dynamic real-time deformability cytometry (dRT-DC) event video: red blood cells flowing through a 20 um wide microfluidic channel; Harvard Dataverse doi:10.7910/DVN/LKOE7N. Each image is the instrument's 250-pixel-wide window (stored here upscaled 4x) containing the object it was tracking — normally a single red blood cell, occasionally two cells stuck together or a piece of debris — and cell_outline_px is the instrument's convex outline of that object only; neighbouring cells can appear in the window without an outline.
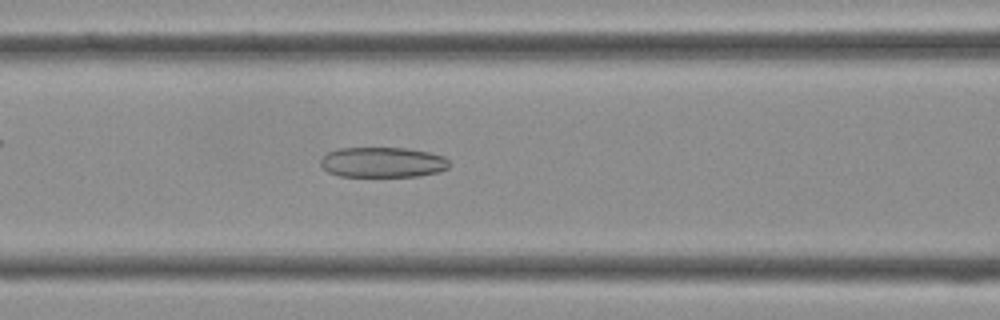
{"species": "Egyptian fruit bat (a non-hibernating species)", "species_latin": "Rousettus aegyptiacus", "temperature_condition": "cold", "stored_images_in_passage": 40, "camera_frame_rate_fps": 3000, "um_per_image_px": 0.085, "frame": {"image": 1, "passage_image": 16, "time_ms": 5.0, "image_size_px": [1000, 320], "cell_outline_px": [[448, 168], [440, 172], [420, 176], [340, 176], [328, 172], [320, 164], [320, 156], [336, 148], [408, 148], [428, 152], [444, 156], [448, 160]], "centroid_in_image_um": [32.5, 13.79], "position_along_channel_um": 134.1, "area_um2": 22.89}}
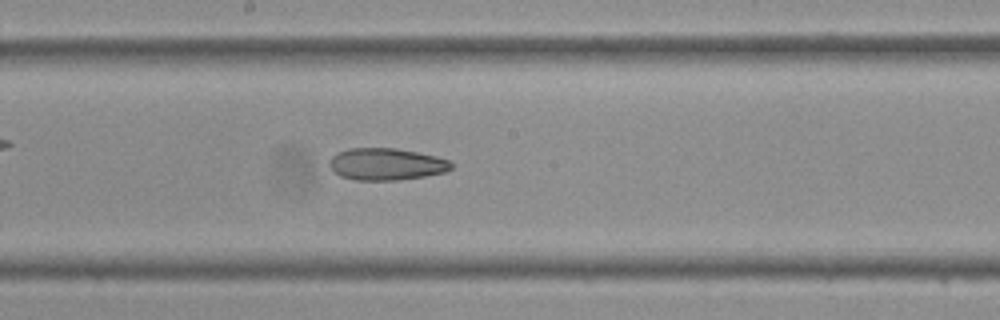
{"frame": {"image": 2, "passage_image": 21, "time_ms": 6.667, "image_size_px": [1000, 320], "cell_outline_px": [[452, 168], [444, 172], [424, 176], [396, 180], [356, 180], [340, 176], [332, 172], [328, 164], [328, 160], [336, 152], [348, 148], [396, 148], [436, 156], [448, 160], [452, 164]], "centroid_in_image_um": [32.76, 13.95], "position_along_channel_um": 215.4, "area_um2": 22.83}}
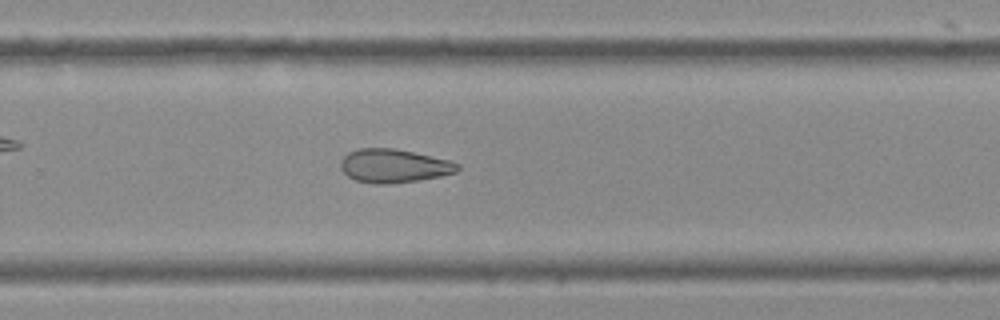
{"frame": {"image": 3, "passage_image": 26, "time_ms": 8.333, "image_size_px": [1000, 320], "cell_outline_px": [[460, 168], [456, 172], [440, 176], [420, 180], [388, 184], [376, 184], [356, 180], [348, 176], [340, 168], [340, 160], [348, 152], [356, 148], [396, 148], [432, 156], [448, 160], [460, 164]], "centroid_in_image_um": [33.46, 14.09], "position_along_channel_um": 296.3, "area_um2": 23.0}}